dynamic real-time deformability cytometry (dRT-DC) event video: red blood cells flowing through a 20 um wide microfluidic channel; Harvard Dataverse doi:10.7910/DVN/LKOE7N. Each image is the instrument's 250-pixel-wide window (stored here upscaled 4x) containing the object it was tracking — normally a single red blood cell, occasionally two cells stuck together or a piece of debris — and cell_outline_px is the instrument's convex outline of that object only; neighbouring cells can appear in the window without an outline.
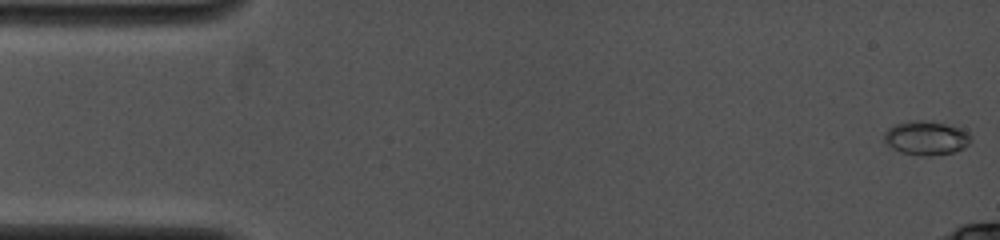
{"species": "common noctule bat (a hibernating species)", "species_latin": "Nyctalus noctula", "temperature_condition": "cold", "stored_images_in_passage": 46, "camera_frame_rate_fps": 4000, "um_per_image_px": 0.085, "animal": {"sex": "female", "body_mass_g": 19.0, "forearm_length_mm": 53.3}, "frame": {"image": 1, "passage_image": 1, "time_ms": 0.0, "image_size_px": [1000, 240], "cell_outline_px": [[972, 140], [964, 148], [952, 152], [932, 156], [920, 156], [900, 152], [892, 148], [884, 140], [884, 132], [888, 128], [896, 124], [908, 120], [924, 120], [944, 124], [960, 128], [968, 132], [972, 136]], "centroid_in_image_um": [78.72, 11.73], "position_along_channel_um": 6.3, "area_um2": 17.28}}
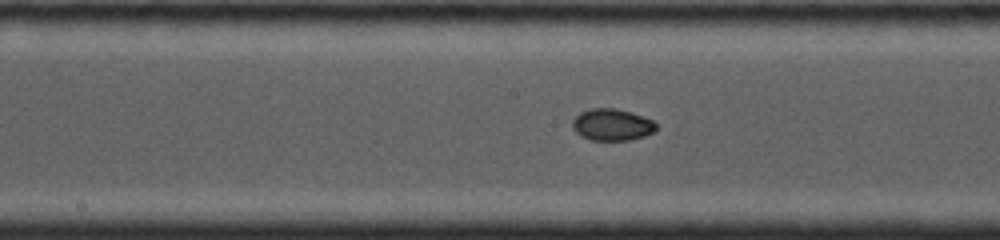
{"frame": {"image": 2, "passage_image": 26, "time_ms": 7.75, "image_size_px": [1000, 240], "cell_outline_px": [[656, 128], [652, 132], [644, 136], [628, 140], [592, 140], [580, 136], [572, 128], [572, 120], [580, 112], [592, 108], [616, 108], [632, 112], [652, 120], [656, 124]], "centroid_in_image_um": [51.99, 10.59], "position_along_channel_um": 196.2, "area_um2": 15.49}}
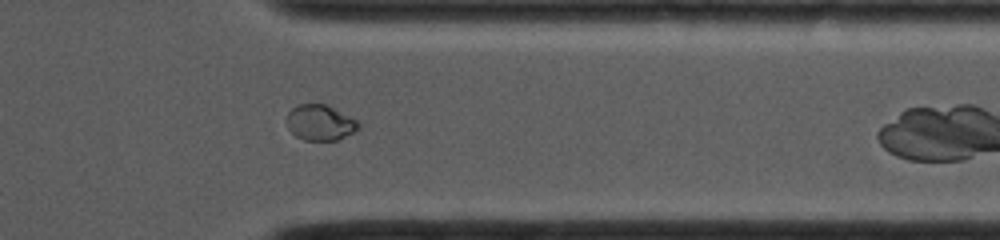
{"frame": {"image": 3, "passage_image": 40, "time_ms": 12.25, "image_size_px": [1000, 240], "cell_outline_px": [[360, 128], [356, 132], [340, 140], [304, 140], [296, 136], [288, 128], [284, 120], [284, 116], [292, 108], [300, 104], [328, 104], [356, 120], [360, 124]], "centroid_in_image_um": [27.21, 10.42], "position_along_channel_um": 384.2, "area_um2": 15.26}}